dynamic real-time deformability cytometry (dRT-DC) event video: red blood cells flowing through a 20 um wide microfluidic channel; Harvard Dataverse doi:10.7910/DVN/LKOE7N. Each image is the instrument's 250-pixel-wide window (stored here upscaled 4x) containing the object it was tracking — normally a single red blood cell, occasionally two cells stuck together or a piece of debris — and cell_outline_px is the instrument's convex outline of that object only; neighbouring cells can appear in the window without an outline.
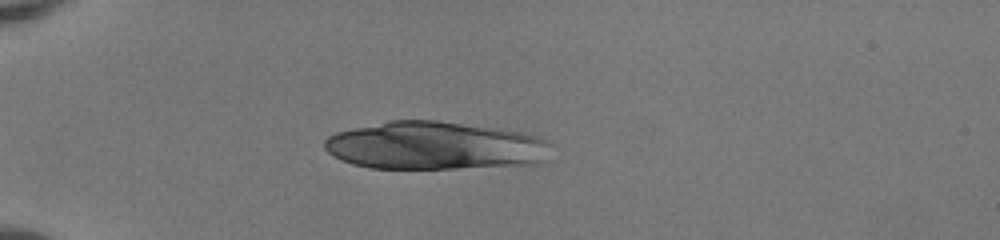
{"species": "human", "species_latin": "Homo sapiens", "temperature_condition": "room temperature", "stored_images_in_passage": 43, "camera_frame_rate_fps": 3000, "um_per_image_px": 0.085, "donor": {"sex": "female"}, "frame": {"image": 1, "passage_image": 7, "time_ms": 2.0, "image_size_px": [1000, 240], "cell_outline_px": [[556, 144], [552, 160], [536, 164], [456, 168], [368, 168], [352, 164], [340, 160], [332, 156], [324, 148], [324, 140], [328, 136], [336, 132], [352, 128], [388, 120], [436, 120], [500, 128], [524, 132], [540, 136]], "centroid_in_image_um": [37.09, 12.38], "position_along_channel_um": 47.9, "area_um2": 64.85}}